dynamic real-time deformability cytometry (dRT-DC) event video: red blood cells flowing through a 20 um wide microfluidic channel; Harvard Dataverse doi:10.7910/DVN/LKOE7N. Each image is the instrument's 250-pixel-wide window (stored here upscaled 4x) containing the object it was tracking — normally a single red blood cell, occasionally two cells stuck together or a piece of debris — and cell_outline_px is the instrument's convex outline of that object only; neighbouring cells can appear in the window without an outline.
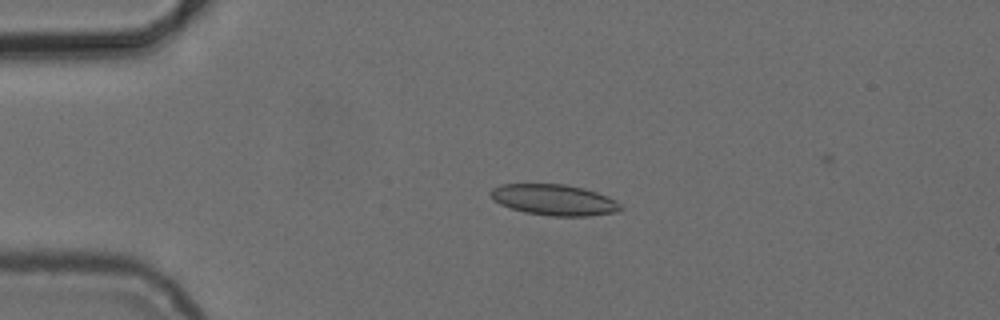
{"species": "common noctule bat (a hibernating species)", "species_latin": "Nyctalus noctula", "temperature_condition": "cold", "stored_images_in_passage": 2, "camera_frame_rate_fps": 3000, "um_per_image_px": 0.085, "animal": {"sex": "female", "body_mass_g": 24.6, "forearm_length_mm": 56.2}, "frame": {"image": 1, "passage_image": 1, "time_ms": 0.0, "image_size_px": [1000, 320], "cell_outline_px": [[624, 208], [616, 212], [588, 216], [552, 216], [524, 212], [500, 204], [488, 192], [492, 188], [500, 184], [564, 184], [584, 188], [608, 196], [616, 200]], "centroid_in_image_um": [47.12, 16.98], "position_along_channel_um": 37.9, "area_um2": 23.41}}